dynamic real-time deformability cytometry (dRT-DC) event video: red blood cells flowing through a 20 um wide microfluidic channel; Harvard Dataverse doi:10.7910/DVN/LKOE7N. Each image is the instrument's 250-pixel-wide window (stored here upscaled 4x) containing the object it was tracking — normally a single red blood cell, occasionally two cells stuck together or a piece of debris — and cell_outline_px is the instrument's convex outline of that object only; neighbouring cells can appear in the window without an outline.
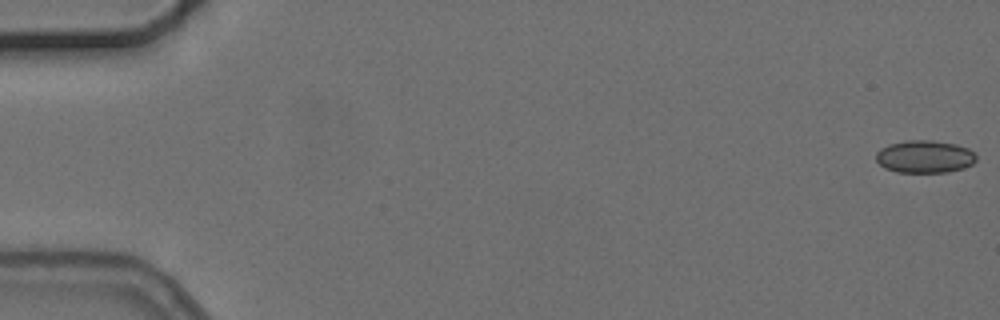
{"species": "common noctule bat (a hibernating species)", "species_latin": "Nyctalus noctula", "temperature_condition": "cold", "stored_images_in_passage": 7, "camera_frame_rate_fps": 3000, "um_per_image_px": 0.085, "animal": {"sex": "female", "body_mass_g": 24.6, "forearm_length_mm": 56.2}, "frame": {"image": 1, "passage_image": 1, "time_ms": 0.0, "image_size_px": [1000, 320], "cell_outline_px": [[976, 160], [972, 164], [964, 168], [948, 172], [896, 172], [884, 168], [876, 160], [876, 152], [880, 148], [888, 144], [904, 140], [932, 140], [956, 144], [968, 148], [976, 152]], "centroid_in_image_um": [78.6, 13.3], "position_along_channel_um": 6.4, "area_um2": 19.31}}
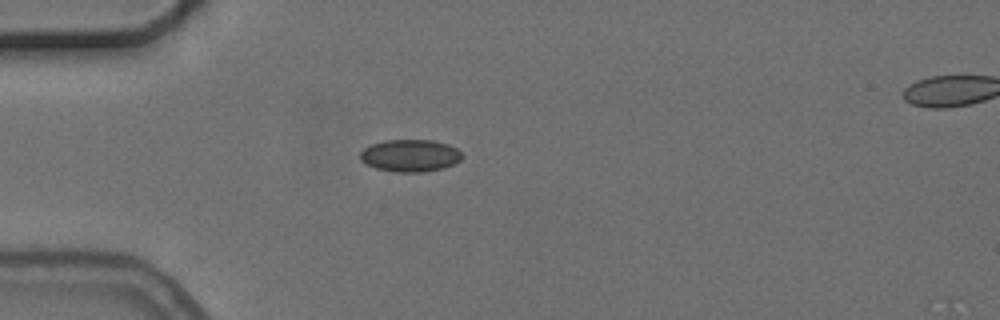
{"frame": {"image": 2, "passage_image": 5, "time_ms": 5.0, "image_size_px": [1000, 320], "cell_outline_px": [[464, 156], [460, 160], [444, 168], [420, 172], [396, 172], [376, 168], [360, 160], [360, 152], [364, 148], [372, 144], [384, 140], [432, 140], [448, 144], [456, 148]], "centroid_in_image_um": [34.86, 13.22], "position_along_channel_um": 50.1, "area_um2": 19.07}}